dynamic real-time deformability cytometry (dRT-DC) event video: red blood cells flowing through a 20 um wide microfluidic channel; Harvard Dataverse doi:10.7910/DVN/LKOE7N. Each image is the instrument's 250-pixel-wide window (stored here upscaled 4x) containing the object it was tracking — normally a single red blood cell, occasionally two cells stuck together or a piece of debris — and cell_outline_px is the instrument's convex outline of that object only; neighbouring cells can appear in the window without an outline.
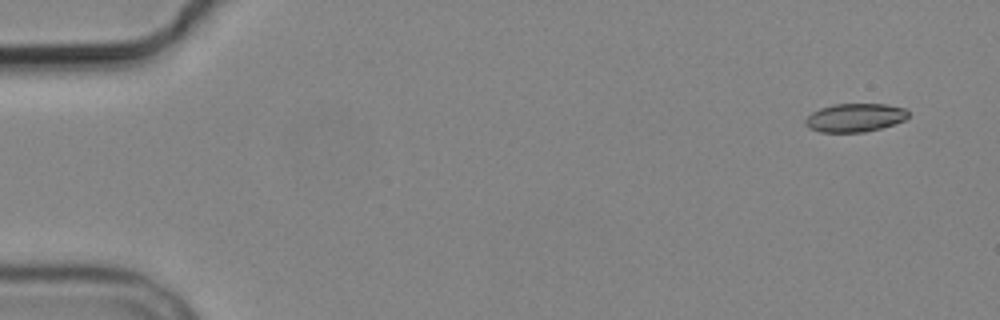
{"species": "common noctule bat (a hibernating species)", "species_latin": "Nyctalus noctula", "temperature_condition": "cold", "stored_images_in_passage": 4, "camera_frame_rate_fps": 3000, "um_per_image_px": 0.085, "animal": {"sex": "male", "body_mass_g": 19.2, "forearm_length_mm": 51.8}, "frame": {"image": 1, "passage_image": 1, "time_ms": 0.0, "image_size_px": [1000, 320], "cell_outline_px": [[908, 116], [904, 120], [880, 128], [864, 132], [820, 132], [808, 128], [804, 124], [804, 120], [812, 112], [820, 108], [832, 104], [888, 104], [904, 108], [908, 112]], "centroid_in_image_um": [72.63, 9.99], "position_along_channel_um": 12.4, "area_um2": 17.05}}